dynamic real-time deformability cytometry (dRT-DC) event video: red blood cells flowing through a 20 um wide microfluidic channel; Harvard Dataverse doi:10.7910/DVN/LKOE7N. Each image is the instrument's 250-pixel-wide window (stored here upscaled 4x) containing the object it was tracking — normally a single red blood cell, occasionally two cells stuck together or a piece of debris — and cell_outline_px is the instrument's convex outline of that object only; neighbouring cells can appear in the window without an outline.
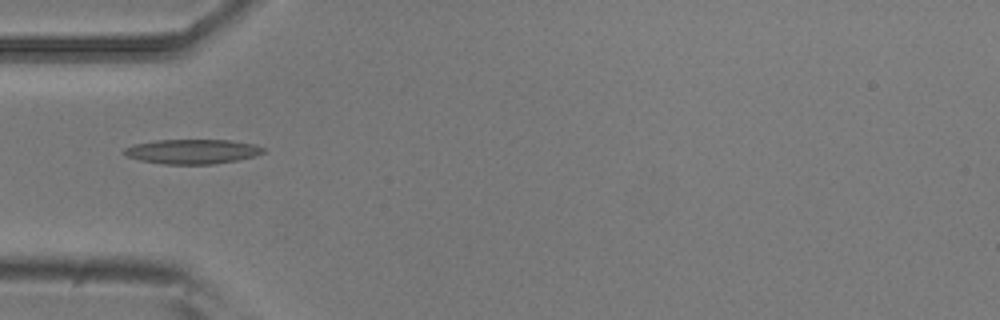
{"species": "common noctule bat (a hibernating species)", "species_latin": "Nyctalus noctula", "temperature_condition": "room temperature", "stored_images_in_passage": 8, "camera_frame_rate_fps": 3000, "um_per_image_px": 0.085, "animal": {"sex": "male", "body_mass_g": 20.5, "forearm_length_mm": 52.5}, "frame": {"image": 1, "passage_image": 4, "time_ms": 1.0, "image_size_px": [1000, 320], "cell_outline_px": [[264, 152], [256, 156], [236, 160], [212, 164], [164, 164], [140, 160], [128, 156], [124, 152], [124, 148], [136, 144], [156, 140], [228, 140], [252, 144], [264, 148]], "centroid_in_image_um": [16.35, 12.88], "position_along_channel_um": 68.6, "area_um2": 19.65}}
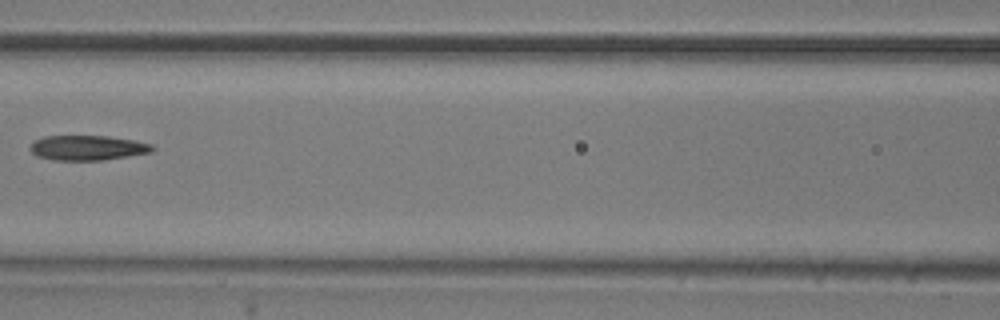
{"frame": {"image": 2, "passage_image": 6, "time_ms": 1.667, "image_size_px": [1000, 320], "cell_outline_px": [[156, 148], [152, 152], [104, 160], [52, 160], [36, 156], [32, 152], [32, 144], [36, 140], [44, 136], [108, 136], [136, 140], [152, 144]], "centroid_in_image_um": [7.5, 12.56], "position_along_channel_um": 159.1, "area_um2": 17.74}}
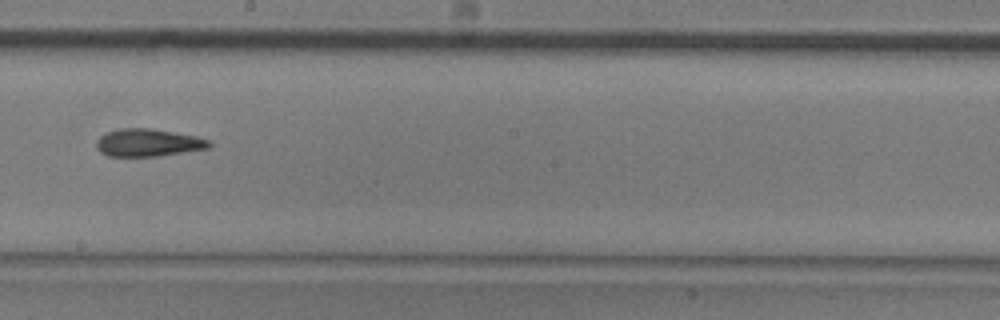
{"frame": {"image": 3, "passage_image": 8, "time_ms": 2.333, "image_size_px": [1000, 320], "cell_outline_px": [[212, 144], [208, 148], [156, 156], [108, 156], [100, 152], [96, 148], [96, 140], [104, 132], [120, 128], [152, 128], [196, 136], [212, 140]], "centroid_in_image_um": [12.56, 12.11], "position_along_channel_um": 235.6, "area_um2": 18.26}}